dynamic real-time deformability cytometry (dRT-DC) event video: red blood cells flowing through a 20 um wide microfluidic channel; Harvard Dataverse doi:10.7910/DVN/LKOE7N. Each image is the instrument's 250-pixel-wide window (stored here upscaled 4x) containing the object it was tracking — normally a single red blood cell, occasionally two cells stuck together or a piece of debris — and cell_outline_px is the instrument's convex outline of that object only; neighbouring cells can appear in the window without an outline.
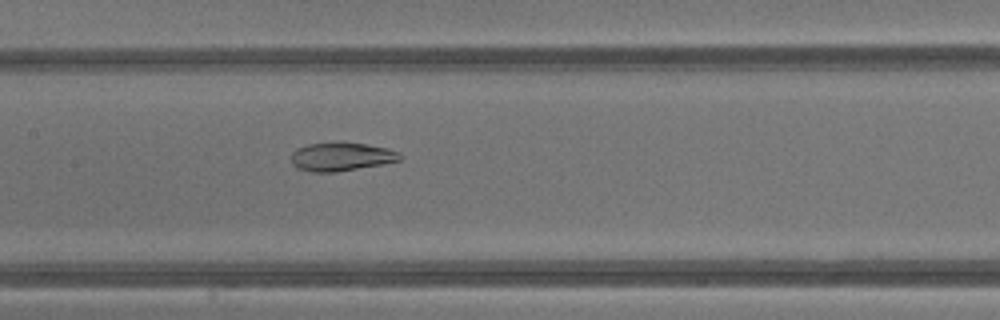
{"species": "common noctule bat (a hibernating species)", "species_latin": "Nyctalus noctula", "temperature_condition": "warm", "stored_images_in_passage": 43, "camera_frame_rate_fps": 3000, "um_per_image_px": 0.085, "animal": {"sex": "male", "body_mass_g": 13.3}, "frame": {"image": 1, "passage_image": 21, "time_ms": 6.667, "image_size_px": [1000, 320], "cell_outline_px": [[404, 156], [400, 160], [384, 164], [336, 172], [312, 172], [296, 168], [292, 164], [292, 152], [296, 148], [308, 144], [364, 144], [388, 148], [400, 152]], "centroid_in_image_um": [29.03, 13.35], "position_along_channel_um": 178.4, "area_um2": 17.8}}
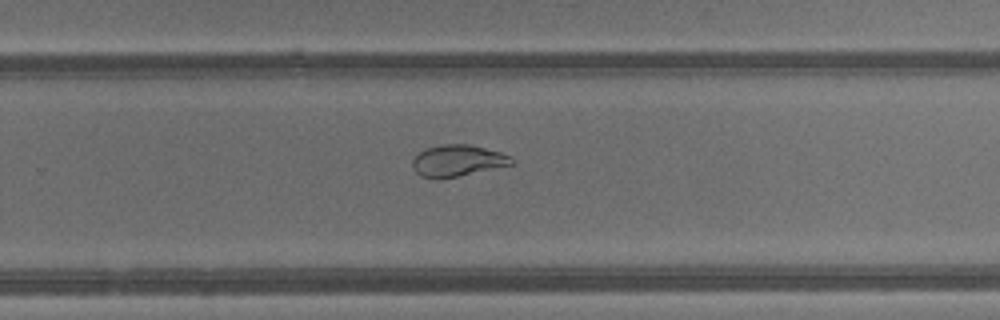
{"frame": {"image": 2, "passage_image": 28, "time_ms": 9.0, "image_size_px": [1000, 320], "cell_outline_px": [[516, 164], [436, 180], [420, 176], [412, 168], [412, 160], [424, 148], [440, 144], [468, 144], [500, 152], [512, 156], [516, 160]], "centroid_in_image_um": [38.9, 13.66], "position_along_channel_um": 290.9, "area_um2": 18.44}}
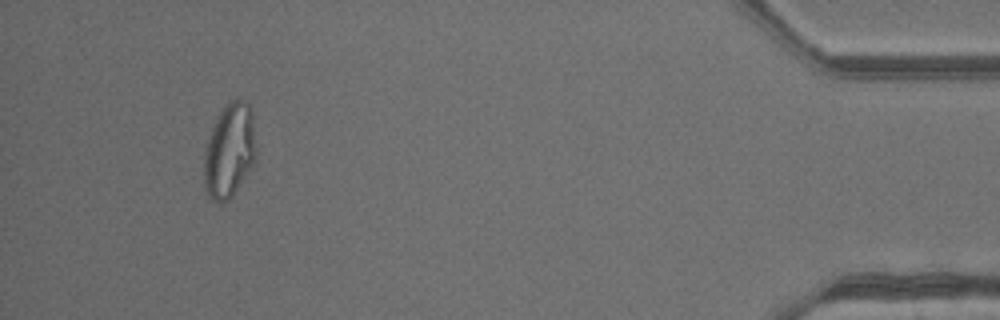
{"frame": {"image": 3, "passage_image": 40, "time_ms": 13.0, "image_size_px": [1000, 320], "cell_outline_px": [[256, 160], [232, 196], [228, 200], [220, 204], [212, 200], [208, 196], [204, 188], [204, 152], [216, 116], [232, 100], [248, 100], [252, 108], [256, 148]], "centroid_in_image_um": [19.51, 12.82], "position_along_channel_um": 415.7, "area_um2": 28.84}}